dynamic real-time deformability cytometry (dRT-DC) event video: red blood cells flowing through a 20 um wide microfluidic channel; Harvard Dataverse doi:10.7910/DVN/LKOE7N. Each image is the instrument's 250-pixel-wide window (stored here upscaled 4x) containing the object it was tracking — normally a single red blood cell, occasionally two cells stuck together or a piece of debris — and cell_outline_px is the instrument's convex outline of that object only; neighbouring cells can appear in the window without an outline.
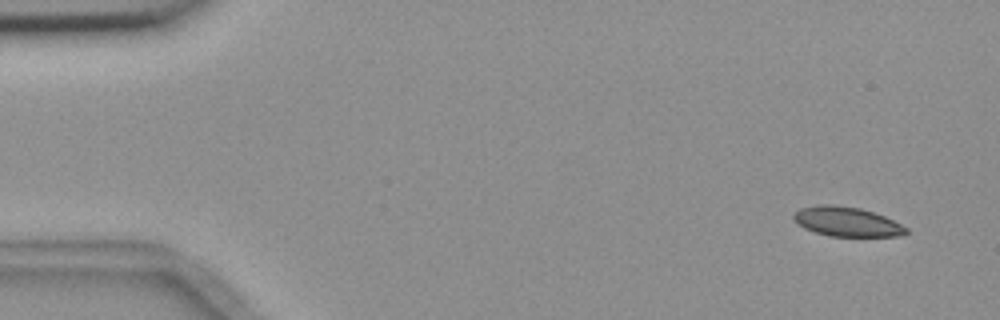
{"species": "common noctule bat (a hibernating species)", "species_latin": "Nyctalus noctula", "temperature_condition": "room temperature", "stored_images_in_passage": 5, "camera_frame_rate_fps": 3000, "um_per_image_px": 0.085, "animal": {"sex": "female", "body_mass_g": 18.4}, "frame": {"image": 1, "passage_image": 2, "time_ms": 1.0, "image_size_px": [1000, 320], "cell_outline_px": [[908, 232], [896, 236], [828, 236], [804, 228], [792, 216], [800, 208], [820, 204], [828, 204], [860, 208], [884, 216], [908, 228]], "centroid_in_image_um": [71.97, 18.84], "position_along_channel_um": 13.0, "area_um2": 19.02}}
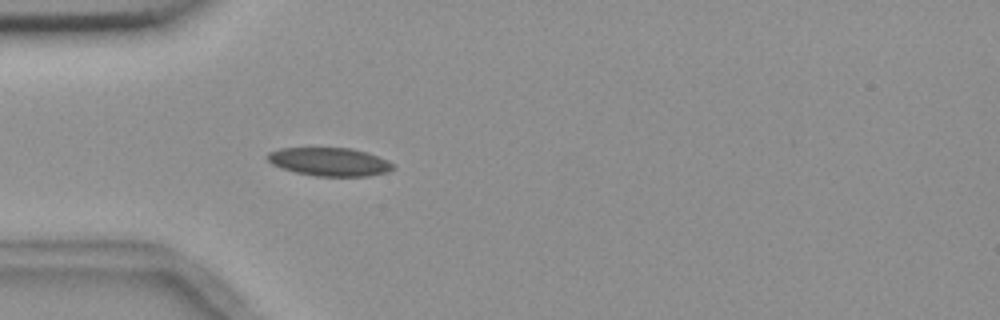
{"frame": {"image": 2, "passage_image": 5, "time_ms": 5.333, "image_size_px": [1000, 320], "cell_outline_px": [[392, 168], [388, 172], [368, 176], [316, 176], [296, 172], [272, 164], [268, 160], [268, 152], [280, 148], [352, 148], [388, 160], [392, 164]], "centroid_in_image_um": [28.0, 13.75], "position_along_channel_um": 57.0, "area_um2": 20.4}}